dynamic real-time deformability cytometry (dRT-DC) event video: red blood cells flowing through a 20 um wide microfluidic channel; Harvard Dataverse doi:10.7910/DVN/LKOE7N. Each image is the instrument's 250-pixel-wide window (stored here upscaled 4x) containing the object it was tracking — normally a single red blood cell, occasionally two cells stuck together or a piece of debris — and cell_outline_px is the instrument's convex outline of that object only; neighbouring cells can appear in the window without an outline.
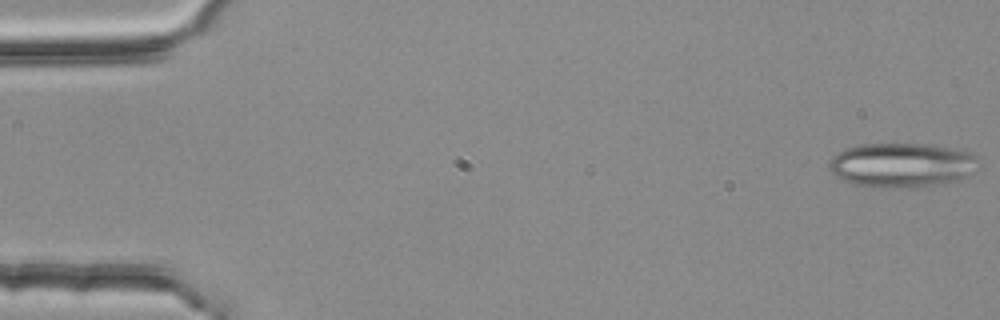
{"species": "common noctule bat (a hibernating species)", "species_latin": "Nyctalus noctula", "temperature_condition": "room temperature", "stored_images_in_passage": 4, "camera_frame_rate_fps": 3000, "um_per_image_px": 0.085, "animal": {"sex": "female", "body_mass_g": 25.1}, "frame": {"image": 1, "passage_image": 1, "time_ms": 0.0, "image_size_px": [1000, 320], "cell_outline_px": [[980, 160], [972, 172], [968, 176], [956, 180], [940, 184], [896, 188], [888, 188], [856, 184], [840, 180], [828, 168], [828, 164], [832, 156], [844, 148], [864, 144], [928, 144], [968, 152], [976, 156]], "centroid_in_image_um": [76.61, 14.03], "position_along_channel_um": 8.4, "area_um2": 38.49}}